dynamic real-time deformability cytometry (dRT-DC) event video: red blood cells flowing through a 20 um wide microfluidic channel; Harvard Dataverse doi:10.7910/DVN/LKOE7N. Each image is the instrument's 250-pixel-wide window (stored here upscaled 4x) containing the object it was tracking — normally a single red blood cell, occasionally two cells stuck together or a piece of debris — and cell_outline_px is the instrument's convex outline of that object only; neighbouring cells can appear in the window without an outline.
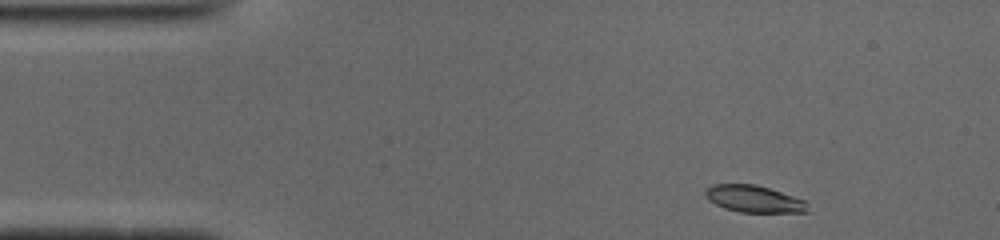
{"species": "common noctule bat (a hibernating species)", "species_latin": "Nyctalus noctula", "temperature_condition": "cold", "stored_images_in_passage": 46, "camera_frame_rate_fps": 3000, "um_per_image_px": 0.085, "animal": {"sex": "male", "body_mass_g": 19.0, "forearm_length_mm": 50.8}, "frame": {"image": 1, "passage_image": 1, "time_ms": 0.0, "image_size_px": [1000, 240], "cell_outline_px": [[808, 212], [740, 212], [724, 208], [708, 200], [704, 196], [704, 192], [712, 184], [756, 184], [804, 200]], "centroid_in_image_um": [64.02, 16.9], "position_along_channel_um": 21.0, "area_um2": 15.84}}
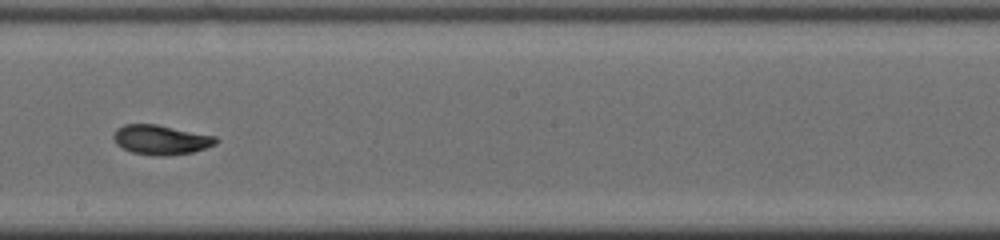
{"frame": {"image": 2, "passage_image": 23, "time_ms": 7.333, "image_size_px": [1000, 240], "cell_outline_px": [[220, 140], [216, 144], [192, 152], [168, 156], [156, 156], [132, 152], [116, 144], [112, 136], [116, 128], [124, 124], [156, 124], [216, 136]], "centroid_in_image_um": [13.67, 11.88], "position_along_channel_um": 234.5, "area_um2": 17.74}}
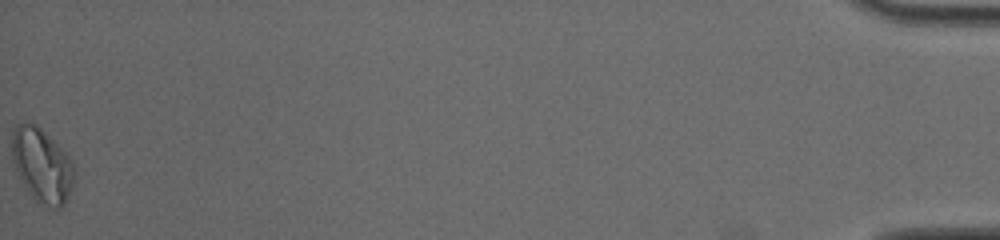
{"frame": {"image": 3, "passage_image": 46, "time_ms": 15.0, "image_size_px": [1000, 240], "cell_outline_px": [[72, 188], [64, 204], [60, 208], [52, 208], [36, 200], [24, 188], [16, 172], [12, 160], [12, 128], [16, 124], [36, 124], [68, 156], [72, 164]], "centroid_in_image_um": [3.51, 14.07], "position_along_channel_um": 431.7, "area_um2": 26.36}, "authors_computed_cell_mechanics": {"area_um2": 17.2533, "velocity_mm_per_s": 3.9163, "shape_relaxation_time_tau1_ms": 3.6813, "shape_relaxation_time_tau2_ms": 1.8234, "deformation_change_tau1": 0.1455, "deformation_change_tau2": 0.0534}}